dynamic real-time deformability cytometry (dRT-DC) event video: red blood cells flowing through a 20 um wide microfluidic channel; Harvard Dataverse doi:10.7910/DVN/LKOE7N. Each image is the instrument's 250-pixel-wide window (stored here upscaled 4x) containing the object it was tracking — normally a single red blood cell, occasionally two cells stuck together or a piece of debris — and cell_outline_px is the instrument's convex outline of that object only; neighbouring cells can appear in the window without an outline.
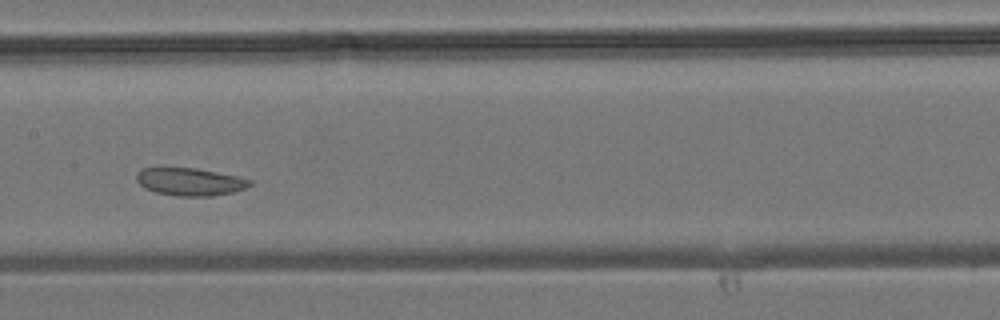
{"species": "common noctule bat (a hibernating species)", "species_latin": "Nyctalus noctula", "temperature_condition": "room temperature", "stored_images_in_passage": 22, "camera_frame_rate_fps": 3000, "um_per_image_px": 0.085, "animal": {"sex": "male", "body_mass_g": 19.2, "forearm_length_mm": 51.8}, "frame": {"image": 1, "passage_image": 19, "time_ms": 6.0, "image_size_px": [1000, 320], "cell_outline_px": [[252, 184], [244, 188], [232, 192], [212, 196], [180, 196], [156, 192], [144, 188], [136, 180], [136, 172], [144, 168], [196, 168], [236, 176], [252, 180]], "centroid_in_image_um": [16.13, 15.45], "position_along_channel_um": 191.3, "area_um2": 18.09}}
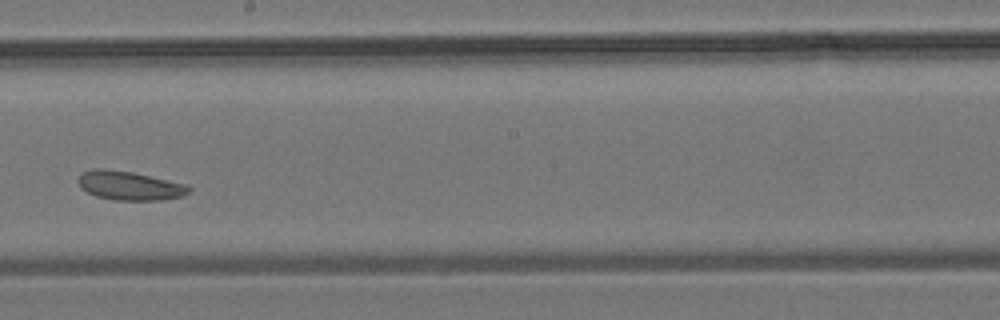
{"frame": {"image": 2, "passage_image": 22, "time_ms": 7.0, "image_size_px": [1000, 320], "cell_outline_px": [[192, 188], [188, 192], [180, 196], [160, 200], [116, 200], [96, 196], [80, 188], [76, 180], [80, 172], [92, 168], [104, 168], [132, 172], [188, 184]], "centroid_in_image_um": [10.95, 15.76], "position_along_channel_um": 237.2, "area_um2": 18.84}}